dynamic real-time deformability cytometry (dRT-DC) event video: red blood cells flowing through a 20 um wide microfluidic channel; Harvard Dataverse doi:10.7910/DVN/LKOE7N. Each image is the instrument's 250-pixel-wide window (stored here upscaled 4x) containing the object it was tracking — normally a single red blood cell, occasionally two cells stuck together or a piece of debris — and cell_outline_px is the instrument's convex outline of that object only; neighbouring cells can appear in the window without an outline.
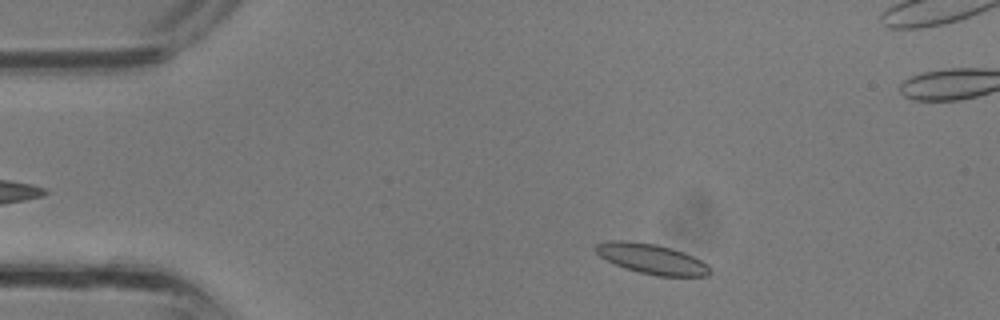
{"species": "common noctule bat (a hibernating species)", "species_latin": "Nyctalus noctula", "temperature_condition": "room temperature", "stored_images_in_passage": 11, "camera_frame_rate_fps": 3000, "um_per_image_px": 0.085, "animal": {"sex": "male", "body_mass_g": 13.3}, "frame": {"image": 1, "passage_image": 1, "time_ms": 0.0, "image_size_px": [1000, 320], "cell_outline_px": [[712, 272], [708, 276], [656, 276], [640, 272], [616, 264], [600, 256], [592, 248], [596, 244], [612, 240], [624, 240], [656, 244], [672, 248], [684, 252], [708, 264]], "centroid_in_image_um": [55.42, 22.0], "position_along_channel_um": 29.6, "area_um2": 19.94}}
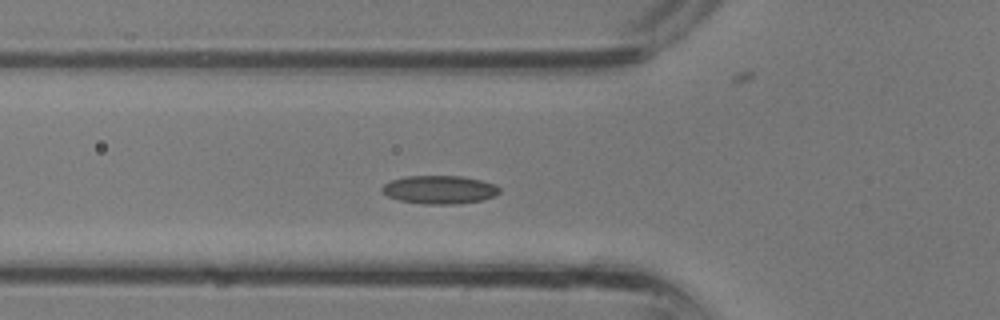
{"frame": {"image": 2, "passage_image": 7, "time_ms": 2.0, "image_size_px": [1000, 320], "cell_outline_px": [[500, 192], [496, 196], [484, 200], [456, 204], [424, 204], [400, 200], [388, 196], [380, 192], [380, 188], [384, 184], [392, 180], [408, 176], [464, 176], [496, 184], [500, 188]], "centroid_in_image_um": [37.39, 16.12], "position_along_channel_um": 88.4, "area_um2": 19.54}}